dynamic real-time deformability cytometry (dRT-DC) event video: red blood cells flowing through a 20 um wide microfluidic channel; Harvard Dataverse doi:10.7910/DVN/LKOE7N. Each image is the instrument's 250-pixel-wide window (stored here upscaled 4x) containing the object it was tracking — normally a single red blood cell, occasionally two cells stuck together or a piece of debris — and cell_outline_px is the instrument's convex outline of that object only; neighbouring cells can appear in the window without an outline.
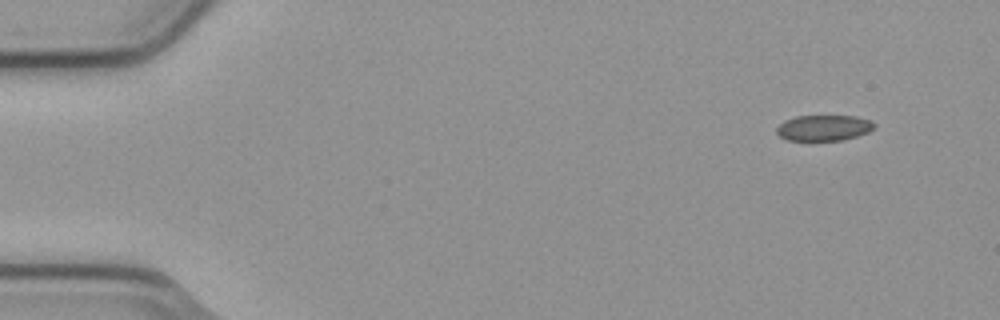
{"species": "common noctule bat (a hibernating species)", "species_latin": "Nyctalus noctula", "temperature_condition": "cold", "stored_images_in_passage": 5, "camera_frame_rate_fps": 3000, "um_per_image_px": 0.085, "animal": {"sex": "male", "body_mass_g": 23.1, "forearm_length_mm": 52.7}, "frame": {"image": 1, "passage_image": 1, "time_ms": 0.0, "image_size_px": [1000, 320], "cell_outline_px": [[876, 128], [868, 132], [844, 140], [788, 140], [780, 136], [776, 132], [776, 128], [784, 120], [796, 116], [856, 116], [872, 120], [876, 124]], "centroid_in_image_um": [70.06, 10.86], "position_along_channel_um": 14.9, "area_um2": 14.74}}
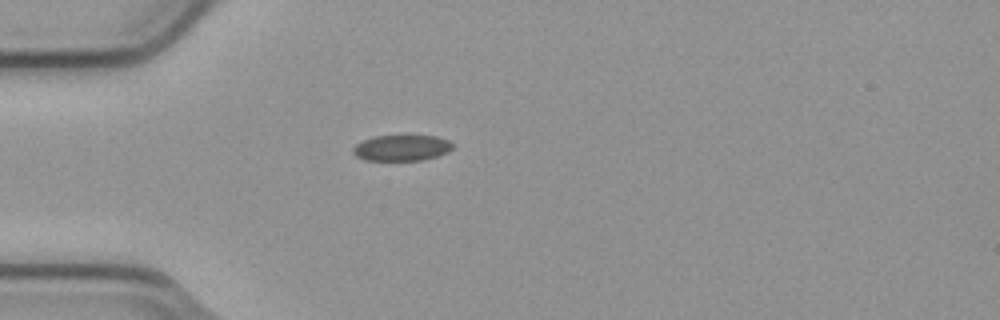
{"frame": {"image": 2, "passage_image": 4, "time_ms": 1.0, "image_size_px": [1000, 320], "cell_outline_px": [[452, 148], [448, 152], [436, 156], [420, 160], [364, 160], [356, 156], [352, 152], [352, 148], [356, 144], [364, 140], [376, 136], [436, 136], [448, 140], [452, 144]], "centroid_in_image_um": [34.12, 12.57], "position_along_channel_um": 50.9, "area_um2": 14.85}}